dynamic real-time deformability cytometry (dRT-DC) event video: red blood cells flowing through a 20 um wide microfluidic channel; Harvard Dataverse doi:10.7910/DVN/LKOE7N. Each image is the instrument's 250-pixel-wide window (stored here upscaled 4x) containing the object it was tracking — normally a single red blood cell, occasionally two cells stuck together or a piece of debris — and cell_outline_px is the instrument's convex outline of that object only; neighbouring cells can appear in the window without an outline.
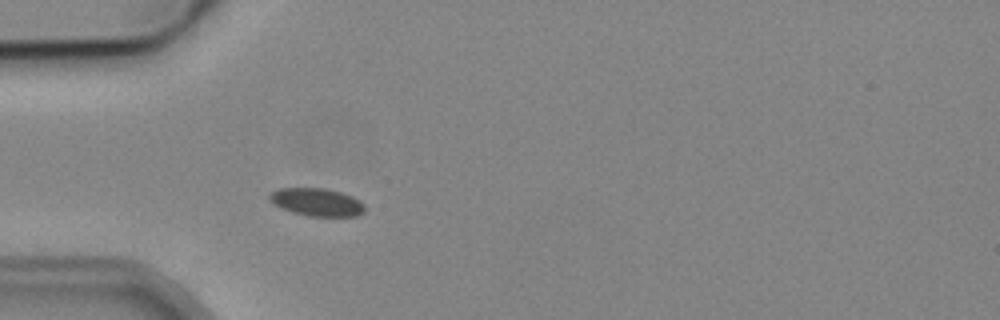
{"species": "common noctule bat (a hibernating species)", "species_latin": "Nyctalus noctula", "temperature_condition": "cold", "stored_images_in_passage": 3, "camera_frame_rate_fps": 3000, "um_per_image_px": 0.085, "animal": {"sex": "male", "body_mass_g": 19.2, "forearm_length_mm": 51.8}, "frame": {"image": 1, "passage_image": 3, "time_ms": 2.333, "image_size_px": [1000, 320], "cell_outline_px": [[364, 212], [356, 216], [308, 216], [292, 212], [276, 204], [268, 196], [272, 192], [280, 188], [324, 188], [340, 192], [352, 196], [360, 200], [364, 204]], "centroid_in_image_um": [26.98, 17.18], "position_along_channel_um": 58.0, "area_um2": 15.2}}